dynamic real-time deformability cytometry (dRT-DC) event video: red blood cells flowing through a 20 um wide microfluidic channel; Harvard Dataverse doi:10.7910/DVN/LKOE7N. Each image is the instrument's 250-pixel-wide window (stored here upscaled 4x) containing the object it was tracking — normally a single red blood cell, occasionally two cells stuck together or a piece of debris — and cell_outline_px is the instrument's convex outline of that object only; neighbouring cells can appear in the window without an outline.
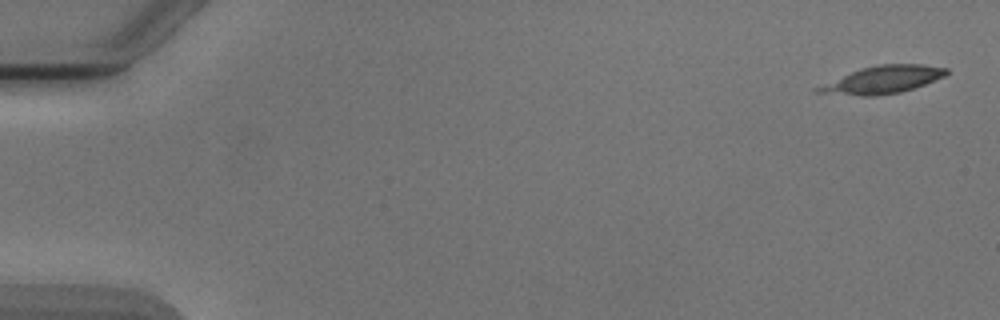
{"species": "Egyptian fruit bat (a non-hibernating species)", "species_latin": "Rousettus aegyptiacus", "temperature_condition": "cold", "stored_images_in_passage": 6, "camera_frame_rate_fps": 3000, "um_per_image_px": 0.085, "animal": {"sex": "male"}, "frame": {"image": 1, "passage_image": 1, "time_ms": 0.0, "image_size_px": [1000, 320], "cell_outline_px": [[948, 72], [944, 76], [924, 84], [900, 92], [872, 96], [860, 96], [812, 92], [812, 88], [860, 68], [880, 64], [924, 64], [948, 68]], "centroid_in_image_um": [74.97, 6.77], "position_along_channel_um": 10.0, "area_um2": 20.52}}
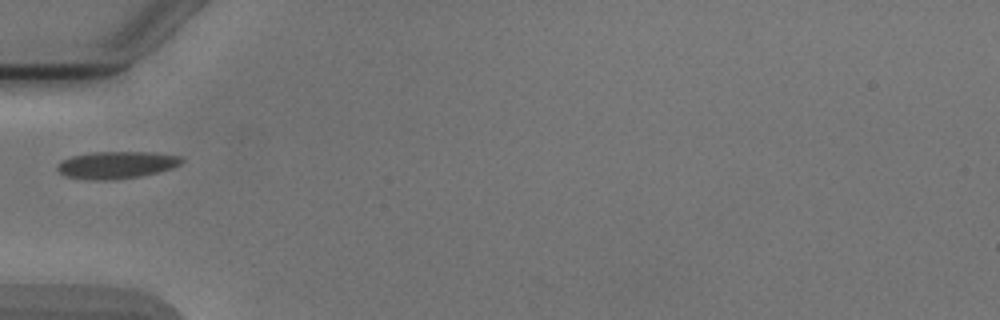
{"frame": {"image": 2, "passage_image": 5, "time_ms": 5.667, "image_size_px": [1000, 320], "cell_outline_px": [[184, 160], [180, 164], [172, 168], [140, 176], [112, 180], [84, 180], [64, 176], [56, 168], [56, 164], [60, 160], [72, 156], [92, 152], [152, 152], [184, 156]], "centroid_in_image_um": [9.87, 14.02], "position_along_channel_um": 75.1, "area_um2": 20.0}}
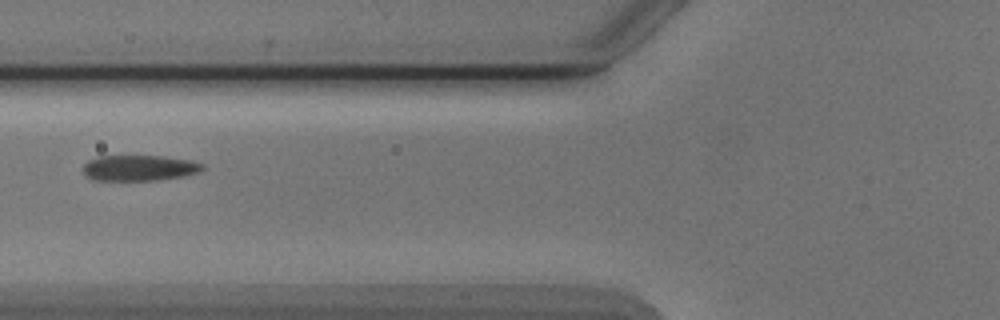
{"frame": {"image": 3, "passage_image": 6, "time_ms": 6.667, "image_size_px": [1000, 320], "cell_outline_px": [[204, 168], [200, 172], [184, 176], [160, 180], [92, 180], [84, 172], [84, 164], [88, 160], [100, 156], [164, 156], [188, 160], [204, 164]], "centroid_in_image_um": [11.87, 14.28], "position_along_channel_um": 113.9, "area_um2": 17.86}}